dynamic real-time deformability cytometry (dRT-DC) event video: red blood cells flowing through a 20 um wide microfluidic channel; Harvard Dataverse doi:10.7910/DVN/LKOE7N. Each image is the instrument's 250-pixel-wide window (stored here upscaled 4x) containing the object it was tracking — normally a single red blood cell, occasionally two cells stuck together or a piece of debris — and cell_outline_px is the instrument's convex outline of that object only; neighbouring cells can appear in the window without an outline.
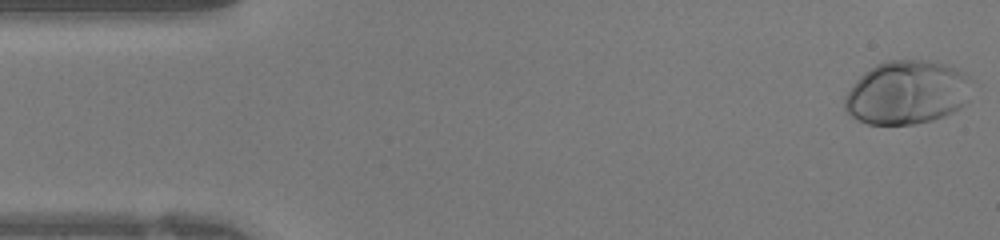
{"species": "human", "species_latin": "Homo sapiens", "temperature_condition": "warm", "stored_images_in_passage": 32, "camera_frame_rate_fps": 3000, "um_per_image_px": 0.085, "donor": {"sex": "female"}, "frame": {"image": 1, "passage_image": 1, "time_ms": 0.0, "image_size_px": [1000, 240], "cell_outline_px": [[972, 80], [968, 100], [960, 108], [944, 116], [932, 120], [912, 124], [868, 124], [852, 116], [844, 108], [844, 96], [856, 80], [864, 72], [876, 64], [888, 60], [928, 60], [944, 64], [956, 68], [972, 76]], "centroid_in_image_um": [77.12, 7.85], "position_along_channel_um": 7.9, "area_um2": 47.34}}